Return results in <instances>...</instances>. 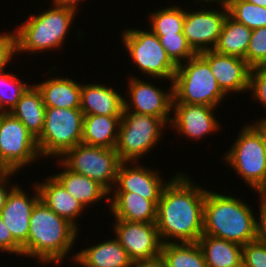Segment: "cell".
I'll return each instance as SVG.
<instances>
[{"label":"cell","instance_id":"9c48e42d","mask_svg":"<svg viewBox=\"0 0 266 267\" xmlns=\"http://www.w3.org/2000/svg\"><path fill=\"white\" fill-rule=\"evenodd\" d=\"M123 47L136 64L140 73L153 79L170 80L173 83L177 66L168 57L159 38L150 29L122 30ZM139 67V68H138Z\"/></svg>","mask_w":266,"mask_h":267},{"label":"cell","instance_id":"f35d334b","mask_svg":"<svg viewBox=\"0 0 266 267\" xmlns=\"http://www.w3.org/2000/svg\"><path fill=\"white\" fill-rule=\"evenodd\" d=\"M259 218L256 220V239L266 245V192H259Z\"/></svg>","mask_w":266,"mask_h":267},{"label":"cell","instance_id":"7dc6e473","mask_svg":"<svg viewBox=\"0 0 266 267\" xmlns=\"http://www.w3.org/2000/svg\"><path fill=\"white\" fill-rule=\"evenodd\" d=\"M0 173H1V154H0Z\"/></svg>","mask_w":266,"mask_h":267},{"label":"cell","instance_id":"cb8c5ba5","mask_svg":"<svg viewBox=\"0 0 266 267\" xmlns=\"http://www.w3.org/2000/svg\"><path fill=\"white\" fill-rule=\"evenodd\" d=\"M76 257L88 267H131L127 251L116 238L80 250Z\"/></svg>","mask_w":266,"mask_h":267},{"label":"cell","instance_id":"4dcf8cb0","mask_svg":"<svg viewBox=\"0 0 266 267\" xmlns=\"http://www.w3.org/2000/svg\"><path fill=\"white\" fill-rule=\"evenodd\" d=\"M227 8L233 19L249 29L266 26V7L257 6L246 0H230Z\"/></svg>","mask_w":266,"mask_h":267},{"label":"cell","instance_id":"d4e9b609","mask_svg":"<svg viewBox=\"0 0 266 267\" xmlns=\"http://www.w3.org/2000/svg\"><path fill=\"white\" fill-rule=\"evenodd\" d=\"M122 116L84 115L81 143L115 148Z\"/></svg>","mask_w":266,"mask_h":267},{"label":"cell","instance_id":"603a6c76","mask_svg":"<svg viewBox=\"0 0 266 267\" xmlns=\"http://www.w3.org/2000/svg\"><path fill=\"white\" fill-rule=\"evenodd\" d=\"M34 85L40 91L45 107L80 108L81 83L69 77H52Z\"/></svg>","mask_w":266,"mask_h":267},{"label":"cell","instance_id":"d6a6232c","mask_svg":"<svg viewBox=\"0 0 266 267\" xmlns=\"http://www.w3.org/2000/svg\"><path fill=\"white\" fill-rule=\"evenodd\" d=\"M168 57L176 65H180L193 57L196 53L187 43L183 32L171 35H157Z\"/></svg>","mask_w":266,"mask_h":267},{"label":"cell","instance_id":"44dd1931","mask_svg":"<svg viewBox=\"0 0 266 267\" xmlns=\"http://www.w3.org/2000/svg\"><path fill=\"white\" fill-rule=\"evenodd\" d=\"M44 180V183H39V181L35 183L40 194V200L57 215L65 218L79 229L76 220L86 208L68 193L52 175Z\"/></svg>","mask_w":266,"mask_h":267},{"label":"cell","instance_id":"d590c367","mask_svg":"<svg viewBox=\"0 0 266 267\" xmlns=\"http://www.w3.org/2000/svg\"><path fill=\"white\" fill-rule=\"evenodd\" d=\"M252 92L254 102L259 101L260 105L266 109V66L253 67L250 70L249 88Z\"/></svg>","mask_w":266,"mask_h":267},{"label":"cell","instance_id":"f6af8a7d","mask_svg":"<svg viewBox=\"0 0 266 267\" xmlns=\"http://www.w3.org/2000/svg\"><path fill=\"white\" fill-rule=\"evenodd\" d=\"M252 4H255L257 6H263L266 7V0H246Z\"/></svg>","mask_w":266,"mask_h":267},{"label":"cell","instance_id":"bcb514c9","mask_svg":"<svg viewBox=\"0 0 266 267\" xmlns=\"http://www.w3.org/2000/svg\"><path fill=\"white\" fill-rule=\"evenodd\" d=\"M72 259L74 260L73 262H75V263H73V264H79V265H81L82 267H88V266H86L85 264H83V263L76 257V255H74V254H73Z\"/></svg>","mask_w":266,"mask_h":267},{"label":"cell","instance_id":"83f0119b","mask_svg":"<svg viewBox=\"0 0 266 267\" xmlns=\"http://www.w3.org/2000/svg\"><path fill=\"white\" fill-rule=\"evenodd\" d=\"M251 33L252 29L237 22L228 14L214 50L220 54L237 56L244 59Z\"/></svg>","mask_w":266,"mask_h":267},{"label":"cell","instance_id":"30bf717a","mask_svg":"<svg viewBox=\"0 0 266 267\" xmlns=\"http://www.w3.org/2000/svg\"><path fill=\"white\" fill-rule=\"evenodd\" d=\"M59 160L69 170L97 181L108 192L115 185L121 163L115 148L90 146L83 143L67 150Z\"/></svg>","mask_w":266,"mask_h":267},{"label":"cell","instance_id":"2e32d148","mask_svg":"<svg viewBox=\"0 0 266 267\" xmlns=\"http://www.w3.org/2000/svg\"><path fill=\"white\" fill-rule=\"evenodd\" d=\"M199 54L209 63L218 86L226 96L230 92L245 93L249 91L251 67L245 59L220 54L215 50H208Z\"/></svg>","mask_w":266,"mask_h":267},{"label":"cell","instance_id":"b9f144b4","mask_svg":"<svg viewBox=\"0 0 266 267\" xmlns=\"http://www.w3.org/2000/svg\"><path fill=\"white\" fill-rule=\"evenodd\" d=\"M260 134H261V139H262V144H263V148H264V155H265V159H266V118L262 117L259 119H257V121L253 124L250 123Z\"/></svg>","mask_w":266,"mask_h":267},{"label":"cell","instance_id":"836d02e7","mask_svg":"<svg viewBox=\"0 0 266 267\" xmlns=\"http://www.w3.org/2000/svg\"><path fill=\"white\" fill-rule=\"evenodd\" d=\"M244 59L251 68L266 64V26L252 30Z\"/></svg>","mask_w":266,"mask_h":267},{"label":"cell","instance_id":"e575fe53","mask_svg":"<svg viewBox=\"0 0 266 267\" xmlns=\"http://www.w3.org/2000/svg\"><path fill=\"white\" fill-rule=\"evenodd\" d=\"M242 267H266V245L257 239L244 245Z\"/></svg>","mask_w":266,"mask_h":267},{"label":"cell","instance_id":"7402d4cb","mask_svg":"<svg viewBox=\"0 0 266 267\" xmlns=\"http://www.w3.org/2000/svg\"><path fill=\"white\" fill-rule=\"evenodd\" d=\"M57 162L59 163V167L62 168V172L60 171L53 175V177L68 193L75 197L84 208L102 201L103 198L109 201V198H107L109 192L97 181L69 170L60 160Z\"/></svg>","mask_w":266,"mask_h":267},{"label":"cell","instance_id":"7a4b0ae2","mask_svg":"<svg viewBox=\"0 0 266 267\" xmlns=\"http://www.w3.org/2000/svg\"><path fill=\"white\" fill-rule=\"evenodd\" d=\"M78 235L79 231L73 224L39 200L31 212L22 256L39 259L38 263L43 265L52 262L62 264L71 249L73 250Z\"/></svg>","mask_w":266,"mask_h":267},{"label":"cell","instance_id":"8d00e7d4","mask_svg":"<svg viewBox=\"0 0 266 267\" xmlns=\"http://www.w3.org/2000/svg\"><path fill=\"white\" fill-rule=\"evenodd\" d=\"M3 33H0V71L6 70V65L17 55L15 31Z\"/></svg>","mask_w":266,"mask_h":267},{"label":"cell","instance_id":"ab89813d","mask_svg":"<svg viewBox=\"0 0 266 267\" xmlns=\"http://www.w3.org/2000/svg\"><path fill=\"white\" fill-rule=\"evenodd\" d=\"M15 173L17 172L10 171L7 173H0V213L5 206L8 194L16 186V184L13 185L9 181L10 177H12V175L14 176Z\"/></svg>","mask_w":266,"mask_h":267},{"label":"cell","instance_id":"d6986e66","mask_svg":"<svg viewBox=\"0 0 266 267\" xmlns=\"http://www.w3.org/2000/svg\"><path fill=\"white\" fill-rule=\"evenodd\" d=\"M80 109L83 115L122 116L124 96L109 85L82 83Z\"/></svg>","mask_w":266,"mask_h":267},{"label":"cell","instance_id":"1f68e13d","mask_svg":"<svg viewBox=\"0 0 266 267\" xmlns=\"http://www.w3.org/2000/svg\"><path fill=\"white\" fill-rule=\"evenodd\" d=\"M21 80L14 73L0 71V113L10 112L30 86Z\"/></svg>","mask_w":266,"mask_h":267},{"label":"cell","instance_id":"7bdbcfd3","mask_svg":"<svg viewBox=\"0 0 266 267\" xmlns=\"http://www.w3.org/2000/svg\"><path fill=\"white\" fill-rule=\"evenodd\" d=\"M83 0H53L52 5L58 6V7H64V8H70L76 12L78 9V5L80 2L82 3Z\"/></svg>","mask_w":266,"mask_h":267},{"label":"cell","instance_id":"52a82bcc","mask_svg":"<svg viewBox=\"0 0 266 267\" xmlns=\"http://www.w3.org/2000/svg\"><path fill=\"white\" fill-rule=\"evenodd\" d=\"M223 157L252 191L266 192V159L261 134L246 124Z\"/></svg>","mask_w":266,"mask_h":267},{"label":"cell","instance_id":"ba28073f","mask_svg":"<svg viewBox=\"0 0 266 267\" xmlns=\"http://www.w3.org/2000/svg\"><path fill=\"white\" fill-rule=\"evenodd\" d=\"M83 112L80 108L46 107L44 126L36 139L41 157L60 158L82 140Z\"/></svg>","mask_w":266,"mask_h":267},{"label":"cell","instance_id":"f1b7e54d","mask_svg":"<svg viewBox=\"0 0 266 267\" xmlns=\"http://www.w3.org/2000/svg\"><path fill=\"white\" fill-rule=\"evenodd\" d=\"M161 256L168 267H207L197 242L162 243Z\"/></svg>","mask_w":266,"mask_h":267},{"label":"cell","instance_id":"4fadbf2b","mask_svg":"<svg viewBox=\"0 0 266 267\" xmlns=\"http://www.w3.org/2000/svg\"><path fill=\"white\" fill-rule=\"evenodd\" d=\"M128 81L127 98L130 100L127 101L125 96L123 112L152 115L161 118L167 124L171 122L173 83L168 91H164L147 80L137 79L136 76H131Z\"/></svg>","mask_w":266,"mask_h":267},{"label":"cell","instance_id":"e0dca14e","mask_svg":"<svg viewBox=\"0 0 266 267\" xmlns=\"http://www.w3.org/2000/svg\"><path fill=\"white\" fill-rule=\"evenodd\" d=\"M158 173L157 170L145 168L140 163L121 162L115 185L110 192H134L151 201H159L162 190L169 180L161 179Z\"/></svg>","mask_w":266,"mask_h":267},{"label":"cell","instance_id":"60d3db41","mask_svg":"<svg viewBox=\"0 0 266 267\" xmlns=\"http://www.w3.org/2000/svg\"><path fill=\"white\" fill-rule=\"evenodd\" d=\"M131 267H168V266L164 258L160 255L152 259L134 261L132 262Z\"/></svg>","mask_w":266,"mask_h":267},{"label":"cell","instance_id":"ee69618b","mask_svg":"<svg viewBox=\"0 0 266 267\" xmlns=\"http://www.w3.org/2000/svg\"><path fill=\"white\" fill-rule=\"evenodd\" d=\"M196 1V3L198 2V3H202L203 2V4H206L207 5V3H209L210 4V2L213 4V3H217V4H220V5H225V6H227L228 5V3L230 2V0H195Z\"/></svg>","mask_w":266,"mask_h":267},{"label":"cell","instance_id":"8992f818","mask_svg":"<svg viewBox=\"0 0 266 267\" xmlns=\"http://www.w3.org/2000/svg\"><path fill=\"white\" fill-rule=\"evenodd\" d=\"M167 125L169 126L156 116L123 112L115 146L121 162L138 163L144 154H148L157 145Z\"/></svg>","mask_w":266,"mask_h":267},{"label":"cell","instance_id":"74e56055","mask_svg":"<svg viewBox=\"0 0 266 267\" xmlns=\"http://www.w3.org/2000/svg\"><path fill=\"white\" fill-rule=\"evenodd\" d=\"M0 251L21 255L22 256V247L13 239L11 232L8 230V227L4 224L2 217L0 215Z\"/></svg>","mask_w":266,"mask_h":267},{"label":"cell","instance_id":"5b68a950","mask_svg":"<svg viewBox=\"0 0 266 267\" xmlns=\"http://www.w3.org/2000/svg\"><path fill=\"white\" fill-rule=\"evenodd\" d=\"M173 103L219 106L227 97L211 72L209 63L200 55L177 66L173 80Z\"/></svg>","mask_w":266,"mask_h":267},{"label":"cell","instance_id":"f546056e","mask_svg":"<svg viewBox=\"0 0 266 267\" xmlns=\"http://www.w3.org/2000/svg\"><path fill=\"white\" fill-rule=\"evenodd\" d=\"M150 30L155 35H171L183 32L185 9L173 5L154 11L149 16Z\"/></svg>","mask_w":266,"mask_h":267},{"label":"cell","instance_id":"ac0fdd59","mask_svg":"<svg viewBox=\"0 0 266 267\" xmlns=\"http://www.w3.org/2000/svg\"><path fill=\"white\" fill-rule=\"evenodd\" d=\"M33 187L34 195L29 197L23 187L16 185L8 194L5 206L0 213L13 239L21 247L27 242L32 209L40 200L36 184H33Z\"/></svg>","mask_w":266,"mask_h":267},{"label":"cell","instance_id":"ffe728a7","mask_svg":"<svg viewBox=\"0 0 266 267\" xmlns=\"http://www.w3.org/2000/svg\"><path fill=\"white\" fill-rule=\"evenodd\" d=\"M108 198L109 211L115 220L156 222L159 201H151L134 192H109Z\"/></svg>","mask_w":266,"mask_h":267},{"label":"cell","instance_id":"9a60e30c","mask_svg":"<svg viewBox=\"0 0 266 267\" xmlns=\"http://www.w3.org/2000/svg\"><path fill=\"white\" fill-rule=\"evenodd\" d=\"M216 108L203 104L172 103L174 116L169 125L181 136L197 141L219 131L220 123L214 116Z\"/></svg>","mask_w":266,"mask_h":267},{"label":"cell","instance_id":"5bb4252c","mask_svg":"<svg viewBox=\"0 0 266 267\" xmlns=\"http://www.w3.org/2000/svg\"><path fill=\"white\" fill-rule=\"evenodd\" d=\"M113 231L132 262L161 255L162 242L155 222L115 220Z\"/></svg>","mask_w":266,"mask_h":267},{"label":"cell","instance_id":"4316f807","mask_svg":"<svg viewBox=\"0 0 266 267\" xmlns=\"http://www.w3.org/2000/svg\"><path fill=\"white\" fill-rule=\"evenodd\" d=\"M46 107L42 95L35 85H30L20 100L9 112L19 119L37 139L43 130Z\"/></svg>","mask_w":266,"mask_h":267},{"label":"cell","instance_id":"277c9868","mask_svg":"<svg viewBox=\"0 0 266 267\" xmlns=\"http://www.w3.org/2000/svg\"><path fill=\"white\" fill-rule=\"evenodd\" d=\"M77 12L53 5L39 14H30L15 30L17 53H42L62 48ZM42 51V52H41Z\"/></svg>","mask_w":266,"mask_h":267},{"label":"cell","instance_id":"484cf974","mask_svg":"<svg viewBox=\"0 0 266 267\" xmlns=\"http://www.w3.org/2000/svg\"><path fill=\"white\" fill-rule=\"evenodd\" d=\"M197 243L207 267H242L243 246L205 234Z\"/></svg>","mask_w":266,"mask_h":267},{"label":"cell","instance_id":"8fae6325","mask_svg":"<svg viewBox=\"0 0 266 267\" xmlns=\"http://www.w3.org/2000/svg\"><path fill=\"white\" fill-rule=\"evenodd\" d=\"M0 154L1 173H18L41 157L36 138L9 112L0 113Z\"/></svg>","mask_w":266,"mask_h":267},{"label":"cell","instance_id":"7c38bea8","mask_svg":"<svg viewBox=\"0 0 266 267\" xmlns=\"http://www.w3.org/2000/svg\"><path fill=\"white\" fill-rule=\"evenodd\" d=\"M205 6L206 4L202 5L203 8L198 11H185L183 34L196 54L214 50L229 14L225 5H219L222 10H209Z\"/></svg>","mask_w":266,"mask_h":267},{"label":"cell","instance_id":"6da1fadb","mask_svg":"<svg viewBox=\"0 0 266 267\" xmlns=\"http://www.w3.org/2000/svg\"><path fill=\"white\" fill-rule=\"evenodd\" d=\"M191 180L178 172L162 190L155 222L162 243L197 242L203 235L207 188Z\"/></svg>","mask_w":266,"mask_h":267},{"label":"cell","instance_id":"3957f363","mask_svg":"<svg viewBox=\"0 0 266 267\" xmlns=\"http://www.w3.org/2000/svg\"><path fill=\"white\" fill-rule=\"evenodd\" d=\"M241 198L207 190L204 202L203 234L241 246L256 240V216Z\"/></svg>","mask_w":266,"mask_h":267}]
</instances>
